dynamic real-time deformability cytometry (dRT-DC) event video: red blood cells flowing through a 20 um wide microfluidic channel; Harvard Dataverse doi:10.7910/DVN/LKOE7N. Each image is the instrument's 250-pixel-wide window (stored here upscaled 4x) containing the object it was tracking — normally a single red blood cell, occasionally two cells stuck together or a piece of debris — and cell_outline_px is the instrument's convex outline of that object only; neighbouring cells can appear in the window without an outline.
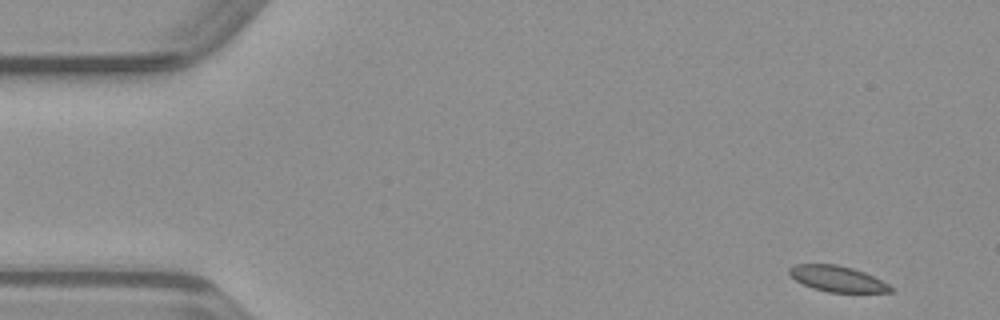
{"species": "common noctule bat (a hibernating species)", "species_latin": "Nyctalus noctula", "temperature_condition": "warm", "stored_images_in_passage": 47, "camera_frame_rate_fps": 3000, "um_per_image_px": 0.085, "animal": {"sex": "male", "body_mass_g": 23.1, "forearm_length_mm": 52.7}, "frame": {"image": 1, "passage_image": 1, "time_ms": 0.0, "image_size_px": [1000, 320], "cell_outline_px": [[892, 292], [828, 292], [812, 288], [796, 280], [788, 272], [788, 268], [796, 264], [836, 264], [852, 268], [864, 272], [888, 284], [892, 288]], "centroid_in_image_um": [71.15, 23.69], "position_along_channel_um": 13.9, "area_um2": 15.03}}
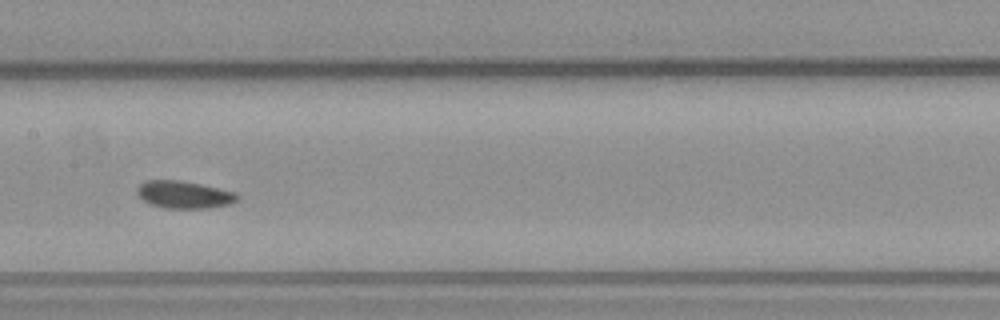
{"frame": {"image": 2, "passage_image": 22, "time_ms": 7.0, "image_size_px": [1000, 320], "cell_outline_px": [[240, 196], [232, 204], [208, 208], [164, 208], [152, 204], [144, 200], [136, 192], [136, 188], [144, 180], [180, 180], [200, 184], [236, 192]], "centroid_in_image_um": [15.66, 16.54], "position_along_channel_um": 191.7, "area_um2": 16.01}}
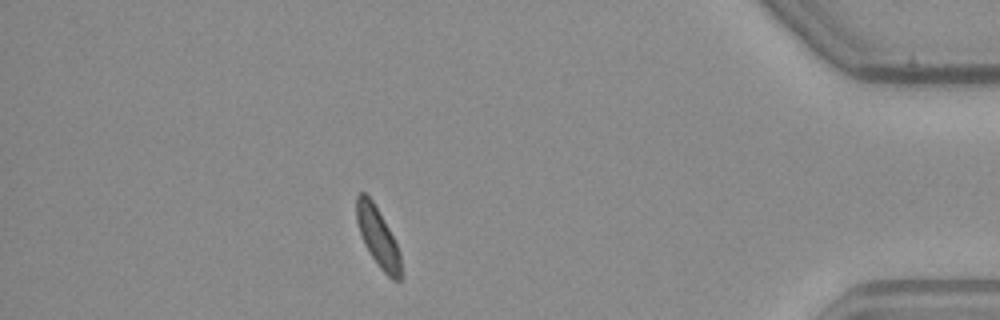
{"frame": {"image": 3, "passage_image": 41, "time_ms": 13.333, "image_size_px": [1000, 320], "cell_outline_px": [[404, 276], [400, 280], [392, 280], [380, 268], [364, 244], [356, 220], [356, 196], [360, 192], [364, 192], [372, 200], [388, 228], [400, 252]], "centroid_in_image_um": [32.14, 20.2], "position_along_channel_um": 403.1, "area_um2": 15.32}}